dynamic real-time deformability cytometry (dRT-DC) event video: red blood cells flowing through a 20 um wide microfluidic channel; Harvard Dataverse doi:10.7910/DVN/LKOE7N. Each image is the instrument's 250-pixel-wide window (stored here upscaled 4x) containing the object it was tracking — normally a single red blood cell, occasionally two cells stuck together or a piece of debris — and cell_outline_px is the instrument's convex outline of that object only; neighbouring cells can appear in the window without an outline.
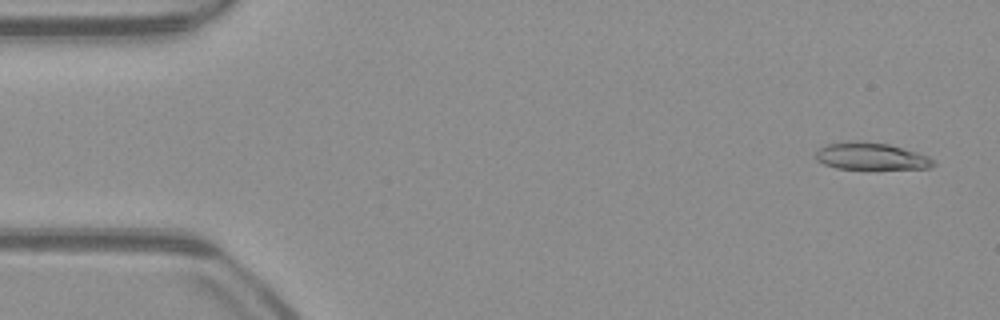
{"species": "common noctule bat (a hibernating species)", "species_latin": "Nyctalus noctula", "temperature_condition": "warm", "stored_images_in_passage": 52, "camera_frame_rate_fps": 3000, "um_per_image_px": 0.085, "animal": {"sex": "male", "body_mass_g": 23.1, "forearm_length_mm": 52.7}, "frame": {"image": 1, "passage_image": 3, "time_ms": 0.667, "image_size_px": [1000, 320], "cell_outline_px": [[936, 164], [932, 168], [836, 168], [824, 164], [816, 160], [816, 152], [820, 148], [828, 144], [848, 140], [852, 140], [888, 144], [916, 152], [928, 156]], "centroid_in_image_um": [74.01, 13.27], "position_along_channel_um": 11.0, "area_um2": 18.26}}
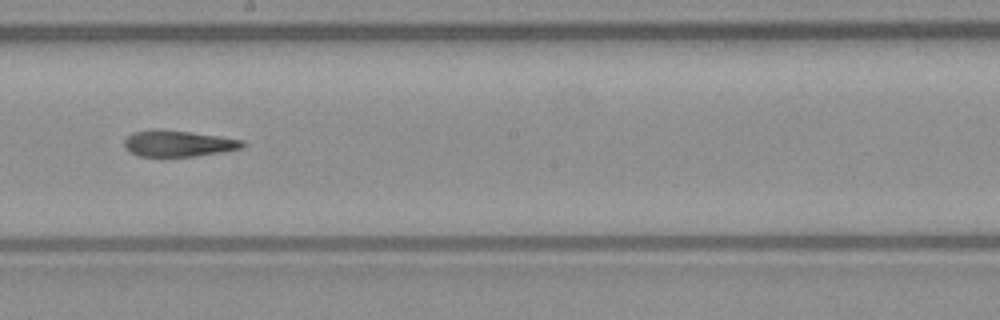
{"frame": {"image": 2, "passage_image": 29, "time_ms": 9.333, "image_size_px": [1000, 320], "cell_outline_px": [[248, 144], [240, 148], [224, 152], [196, 156], [140, 156], [128, 152], [124, 148], [124, 140], [132, 132], [152, 128], [160, 128], [220, 136], [244, 140]], "centroid_in_image_um": [15.13, 12.18], "position_along_channel_um": 233.1, "area_um2": 18.44}}
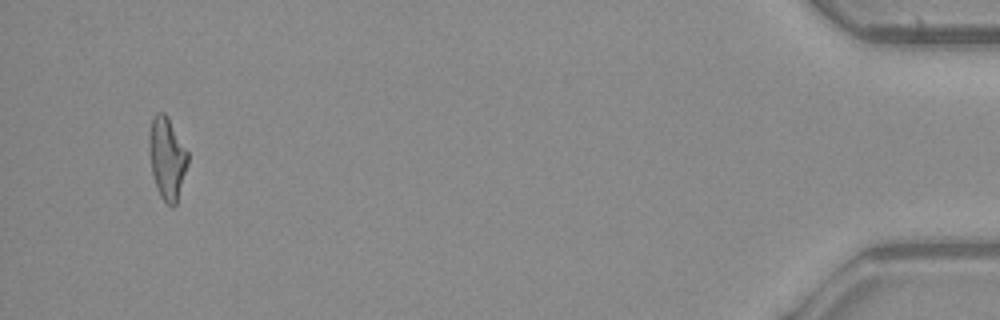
{"frame": {"image": 3, "passage_image": 50, "time_ms": 16.333, "image_size_px": [1000, 320], "cell_outline_px": [[188, 164], [176, 204], [172, 208], [160, 196], [156, 188], [152, 172], [148, 144], [148, 136], [152, 116], [156, 112], [164, 112], [168, 116], [188, 152]], "centroid_in_image_um": [14.19, 13.41], "position_along_channel_um": 421.0, "area_um2": 18.67}, "authors_computed_cell_mechanics": {"area_um2": 18.9873, "velocity_mm_per_s": 3.9553, "shape_relaxation_time_tau1_ms": 10.9913, "shape_relaxation_time_tau2_ms": 4.777, "deformation_change_tau1": 0.2625, "deformation_change_tau2": 0.1577}}